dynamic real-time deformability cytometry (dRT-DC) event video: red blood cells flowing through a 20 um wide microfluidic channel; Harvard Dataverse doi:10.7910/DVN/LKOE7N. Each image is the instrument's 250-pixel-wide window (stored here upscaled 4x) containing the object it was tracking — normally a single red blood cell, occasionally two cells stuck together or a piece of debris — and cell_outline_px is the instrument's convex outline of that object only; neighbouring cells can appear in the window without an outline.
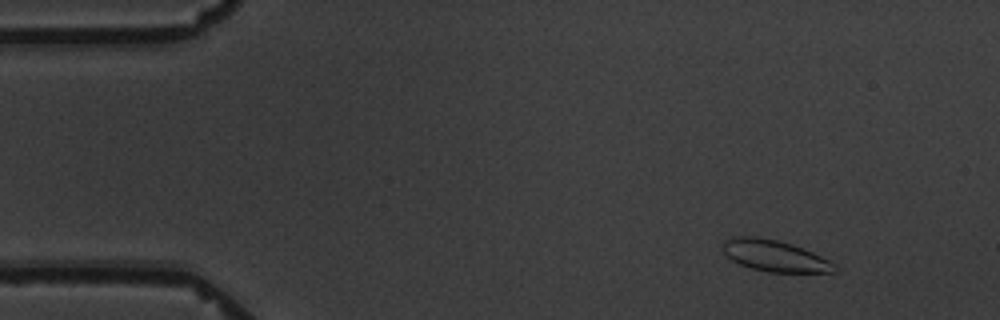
{"species": "common noctule bat (a hibernating species)", "species_latin": "Nyctalus noctula", "temperature_condition": "warm", "stored_images_in_passage": 5, "camera_frame_rate_fps": 3000, "um_per_image_px": 0.085, "animal": {"sex": "male", "body_mass_g": 19.5, "forearm_length_mm": 54.6}, "frame": {"image": 1, "passage_image": 2, "time_ms": 1.0, "image_size_px": [1000, 320], "cell_outline_px": [[836, 272], [768, 272], [752, 268], [740, 264], [732, 260], [724, 252], [724, 240], [732, 236], [756, 236], [776, 240], [792, 244], [812, 252], [836, 264]], "centroid_in_image_um": [65.84, 21.74], "position_along_channel_um": 19.2, "area_um2": 20.23}}